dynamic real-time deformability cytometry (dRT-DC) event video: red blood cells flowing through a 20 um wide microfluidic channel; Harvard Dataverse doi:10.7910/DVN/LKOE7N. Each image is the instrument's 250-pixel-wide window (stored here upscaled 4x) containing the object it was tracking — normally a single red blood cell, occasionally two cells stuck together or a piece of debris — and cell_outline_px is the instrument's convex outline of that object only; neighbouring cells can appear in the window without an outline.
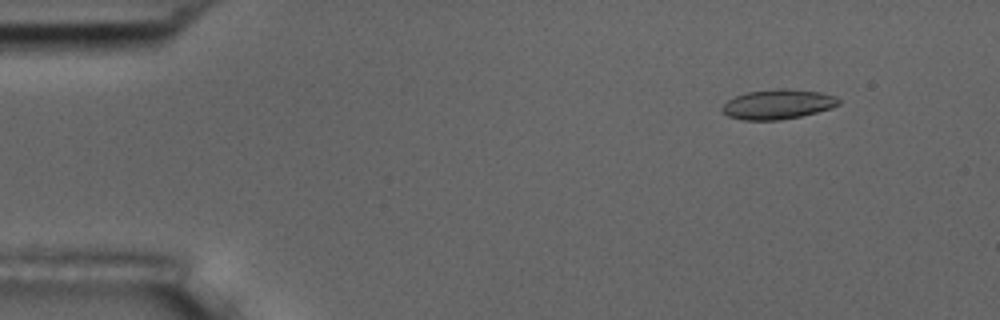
{"species": "common noctule bat (a hibernating species)", "species_latin": "Nyctalus noctula", "temperature_condition": "room temperature", "stored_images_in_passage": 5, "camera_frame_rate_fps": 3000, "um_per_image_px": 0.085, "animal": {"sex": "male", "body_mass_g": 17.5, "forearm_length_mm": 52.3}, "frame": {"image": 1, "passage_image": 2, "time_ms": 1.333, "image_size_px": [1000, 320], "cell_outline_px": [[840, 104], [832, 108], [800, 116], [780, 120], [744, 120], [728, 116], [720, 112], [720, 108], [728, 100], [736, 96], [748, 92], [776, 88], [788, 88], [820, 92], [836, 96], [840, 100]], "centroid_in_image_um": [66.11, 8.86], "position_along_channel_um": 18.9, "area_um2": 20.35}}